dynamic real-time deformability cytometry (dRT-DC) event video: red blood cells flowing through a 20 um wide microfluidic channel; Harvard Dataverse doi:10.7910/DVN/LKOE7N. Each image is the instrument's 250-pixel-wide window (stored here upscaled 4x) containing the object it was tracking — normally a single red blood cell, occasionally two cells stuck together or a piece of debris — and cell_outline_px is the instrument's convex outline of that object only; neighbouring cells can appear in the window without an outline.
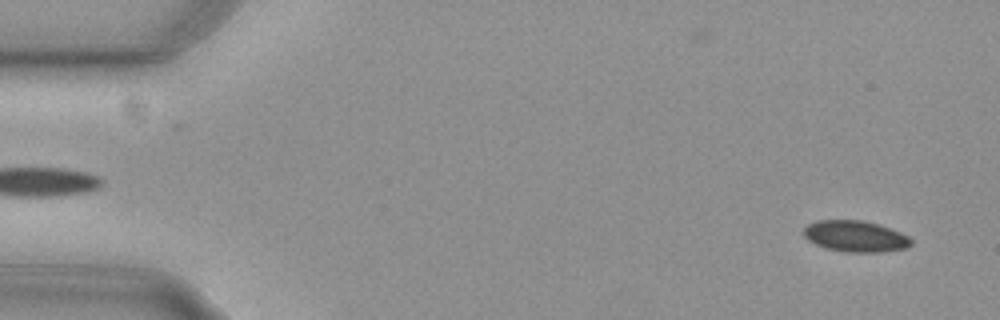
{"species": "common noctule bat (a hibernating species)", "species_latin": "Nyctalus noctula", "temperature_condition": "cold", "stored_images_in_passage": 11, "camera_frame_rate_fps": 3000, "um_per_image_px": 0.085, "animal": {"sex": "female", "body_mass_g": 29.2, "forearm_length_mm": 56.3}, "frame": {"image": 1, "passage_image": 3, "time_ms": 0.667, "image_size_px": [1000, 320], "cell_outline_px": [[912, 244], [908, 248], [880, 252], [844, 252], [824, 248], [808, 240], [804, 236], [804, 228], [808, 224], [816, 220], [864, 220], [900, 232], [908, 236], [912, 240]], "centroid_in_image_um": [72.7, 20.09], "position_along_channel_um": 12.3, "area_um2": 19.59}}